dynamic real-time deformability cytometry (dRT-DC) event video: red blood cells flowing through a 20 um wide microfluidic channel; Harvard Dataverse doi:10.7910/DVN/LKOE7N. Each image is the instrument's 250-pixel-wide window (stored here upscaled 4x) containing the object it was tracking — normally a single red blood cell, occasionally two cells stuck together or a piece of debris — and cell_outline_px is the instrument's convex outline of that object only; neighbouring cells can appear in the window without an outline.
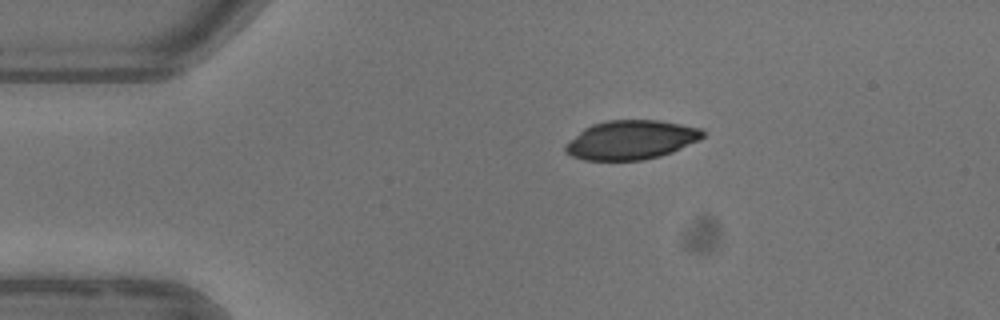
{"species": "common noctule bat (a hibernating species)", "species_latin": "Nyctalus noctula", "temperature_condition": "warm", "stored_images_in_passage": 2, "camera_frame_rate_fps": 3000, "um_per_image_px": 0.085, "animal": {"sex": "female"}, "frame": {"image": 1, "passage_image": 1, "time_ms": 0.0, "image_size_px": [1000, 320], "cell_outline_px": [[704, 136], [700, 140], [672, 152], [660, 156], [640, 160], [584, 160], [572, 156], [564, 152], [564, 144], [584, 128], [592, 124], [608, 120], [660, 120], [700, 128], [704, 132]], "centroid_in_image_um": [53.62, 11.89], "position_along_channel_um": 31.4, "area_um2": 31.33}}